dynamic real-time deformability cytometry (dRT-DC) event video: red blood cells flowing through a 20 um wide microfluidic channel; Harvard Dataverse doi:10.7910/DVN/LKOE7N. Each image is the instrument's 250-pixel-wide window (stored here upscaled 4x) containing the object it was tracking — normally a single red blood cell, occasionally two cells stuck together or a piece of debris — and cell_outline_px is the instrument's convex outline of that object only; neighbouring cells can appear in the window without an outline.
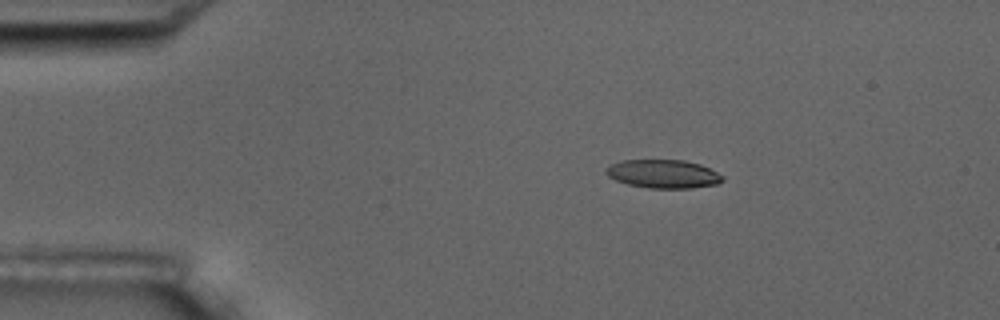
{"species": "common noctule bat (a hibernating species)", "species_latin": "Nyctalus noctula", "temperature_condition": "room temperature", "stored_images_in_passage": 8, "camera_frame_rate_fps": 3000, "um_per_image_px": 0.085, "animal": {"sex": "male", "body_mass_g": 17.5, "forearm_length_mm": 52.3}, "frame": {"image": 1, "passage_image": 1, "time_ms": 0.0, "image_size_px": [1000, 320], "cell_outline_px": [[724, 180], [716, 184], [692, 188], [648, 188], [628, 184], [616, 180], [608, 176], [604, 172], [604, 168], [620, 160], [684, 160], [700, 164], [724, 176]], "centroid_in_image_um": [56.35, 14.78], "position_along_channel_um": 28.6, "area_um2": 19.36}}
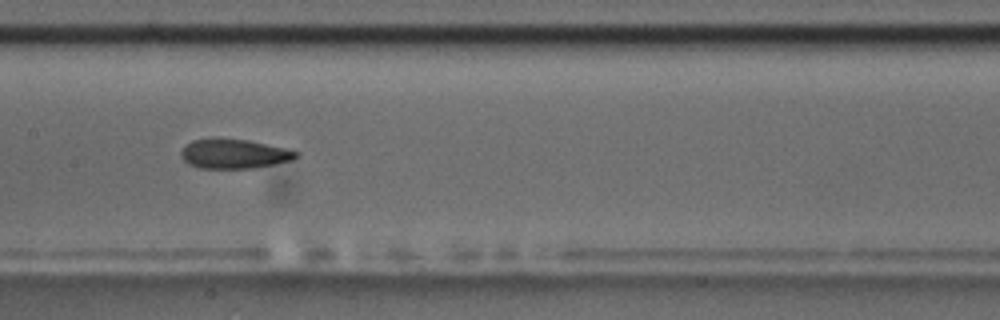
{"frame": {"image": 2, "passage_image": 6, "time_ms": 6.0, "image_size_px": [1000, 320], "cell_outline_px": [[300, 156], [292, 160], [252, 168], [200, 168], [188, 164], [180, 156], [180, 152], [192, 140], [248, 140], [284, 148], [300, 152]], "centroid_in_image_um": [19.92, 13.1], "position_along_channel_um": 187.5, "area_um2": 19.19}}
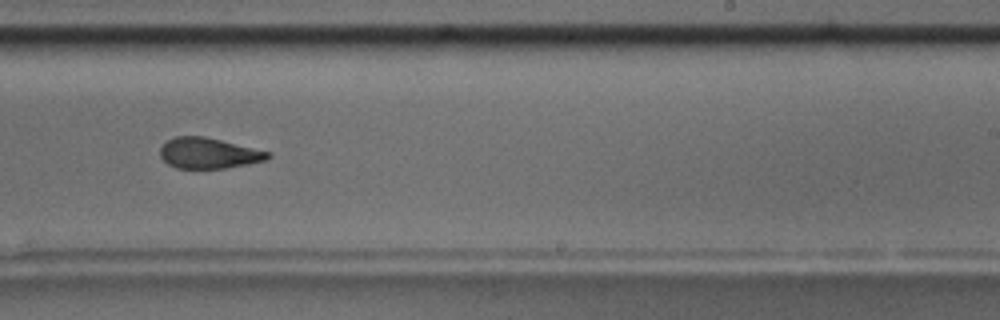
{"frame": {"image": 3, "passage_image": 8, "time_ms": 8.333, "image_size_px": [1000, 320], "cell_outline_px": [[272, 156], [264, 160], [248, 164], [224, 168], [176, 168], [168, 164], [160, 156], [160, 148], [168, 140], [176, 136], [204, 136], [272, 152]], "centroid_in_image_um": [17.75, 13.02], "position_along_channel_um": 271.3, "area_um2": 19.19}}